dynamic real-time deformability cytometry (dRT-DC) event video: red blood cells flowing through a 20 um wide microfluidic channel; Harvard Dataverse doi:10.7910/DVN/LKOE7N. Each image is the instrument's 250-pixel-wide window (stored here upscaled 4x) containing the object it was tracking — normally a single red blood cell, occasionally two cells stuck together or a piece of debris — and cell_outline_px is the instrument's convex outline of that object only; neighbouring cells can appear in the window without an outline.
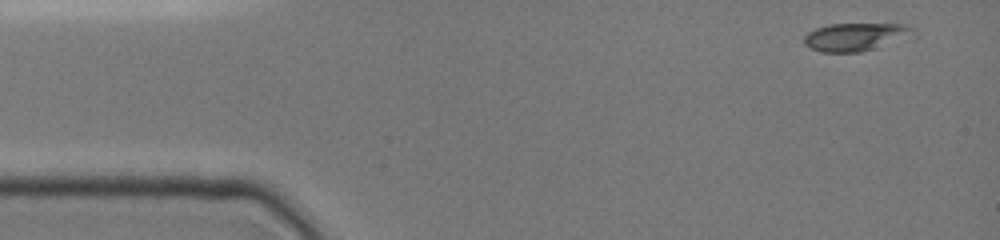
{"species": "common noctule bat (a hibernating species)", "species_latin": "Nyctalus noctula", "temperature_condition": "cold", "stored_images_in_passage": 10, "segment_of_instrument_passage": [1, 2], "camera_frame_rate_fps": 3000, "um_per_image_px": 0.085, "animal": {"sex": "female", "body_mass_g": 19.0, "forearm_length_mm": 51.5}, "frame": {"image": 1, "passage_image": 1, "time_ms": 0.0, "image_size_px": [1000, 240], "cell_outline_px": [[916, 36], [860, 52], [820, 52], [804, 44], [804, 36], [808, 32], [816, 28], [828, 24], [904, 24], [916, 28]], "centroid_in_image_um": [72.78, 3.12], "position_along_channel_um": 12.2, "area_um2": 17.98}}
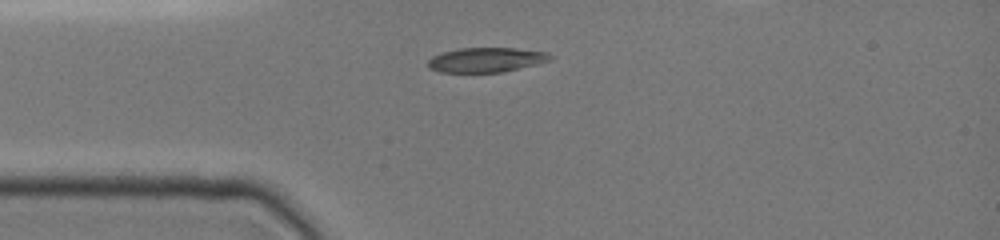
{"frame": {"image": 2, "passage_image": 6, "time_ms": 3.0, "image_size_px": [1000, 240], "cell_outline_px": [[556, 56], [552, 60], [504, 72], [440, 72], [428, 68], [428, 60], [432, 56], [444, 52], [460, 48], [512, 48], [548, 52]], "centroid_in_image_um": [41.37, 5.09], "position_along_channel_um": 43.6, "area_um2": 17.63}}
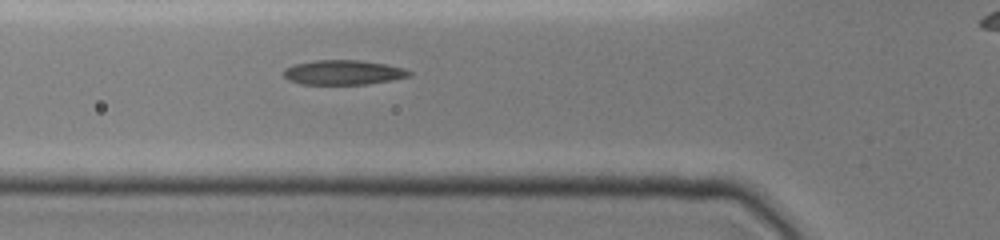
{"frame": {"image": 3, "passage_image": 9, "time_ms": 4.667, "image_size_px": [1000, 240], "cell_outline_px": [[412, 76], [368, 84], [300, 84], [288, 80], [284, 76], [284, 68], [292, 64], [312, 60], [360, 60], [384, 64], [404, 68], [412, 72]], "centroid_in_image_um": [29.15, 6.15], "position_along_channel_um": 96.7, "area_um2": 18.15}}